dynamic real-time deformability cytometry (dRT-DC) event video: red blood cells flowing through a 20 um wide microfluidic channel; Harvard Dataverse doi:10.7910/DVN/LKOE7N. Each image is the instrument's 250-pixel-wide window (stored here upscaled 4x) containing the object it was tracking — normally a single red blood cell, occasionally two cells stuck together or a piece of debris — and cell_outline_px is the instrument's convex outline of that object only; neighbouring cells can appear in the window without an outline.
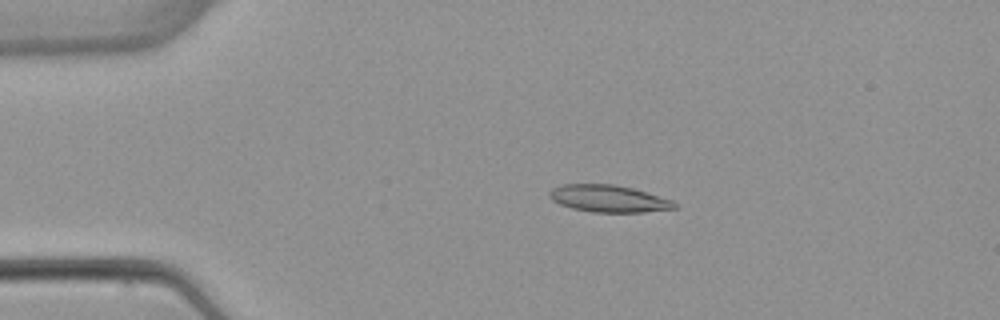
{"species": "common noctule bat (a hibernating species)", "species_latin": "Nyctalus noctula", "temperature_condition": "warm", "stored_images_in_passage": 3, "camera_frame_rate_fps": 3000, "um_per_image_px": 0.085, "animal": {"sex": "female", "body_mass_g": 22.7, "forearm_length_mm": 54.2}, "frame": {"image": 1, "passage_image": 1, "time_ms": 0.0, "image_size_px": [1000, 320], "cell_outline_px": [[676, 208], [644, 212], [592, 212], [572, 208], [560, 204], [552, 200], [548, 196], [548, 192], [552, 188], [564, 184], [612, 184], [632, 188], [672, 200], [676, 204]], "centroid_in_image_um": [51.69, 16.88], "position_along_channel_um": 33.3, "area_um2": 19.59}}
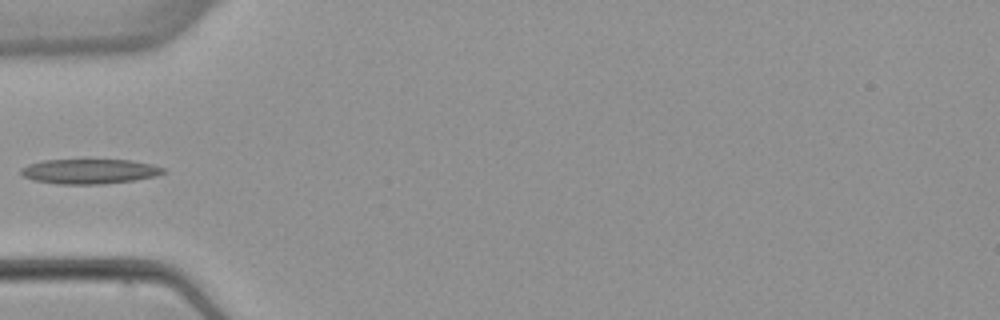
{"frame": {"image": 2, "passage_image": 3, "time_ms": 2.333, "image_size_px": [1000, 320], "cell_outline_px": [[168, 172], [156, 176], [132, 180], [104, 184], [60, 184], [32, 180], [24, 176], [20, 172], [20, 168], [28, 164], [44, 160], [132, 160], [152, 164], [164, 168]], "centroid_in_image_um": [7.62, 14.56], "position_along_channel_um": 77.4, "area_um2": 20.63}}